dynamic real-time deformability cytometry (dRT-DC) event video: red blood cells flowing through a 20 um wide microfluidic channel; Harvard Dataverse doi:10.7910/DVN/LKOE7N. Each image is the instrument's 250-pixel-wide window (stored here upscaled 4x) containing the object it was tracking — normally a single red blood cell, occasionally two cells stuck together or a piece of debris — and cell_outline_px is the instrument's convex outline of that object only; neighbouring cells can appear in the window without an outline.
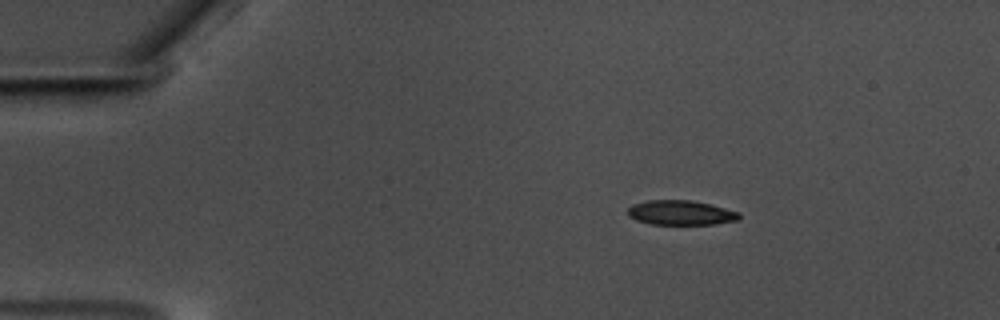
{"species": "common noctule bat (a hibernating species)", "species_latin": "Nyctalus noctula", "temperature_condition": "warm", "stored_images_in_passage": 22, "camera_frame_rate_fps": 3000, "um_per_image_px": 0.085, "animal": {"sex": "male", "body_mass_g": 17.5, "forearm_length_mm": 52.3}, "frame": {"image": 1, "passage_image": 1, "time_ms": 0.0, "image_size_px": [1000, 320], "cell_outline_px": [[740, 220], [712, 224], [652, 224], [636, 220], [628, 216], [628, 208], [632, 204], [648, 200], [692, 200], [712, 204], [740, 212]], "centroid_in_image_um": [57.88, 18.07], "position_along_channel_um": 27.1, "area_um2": 16.13}}
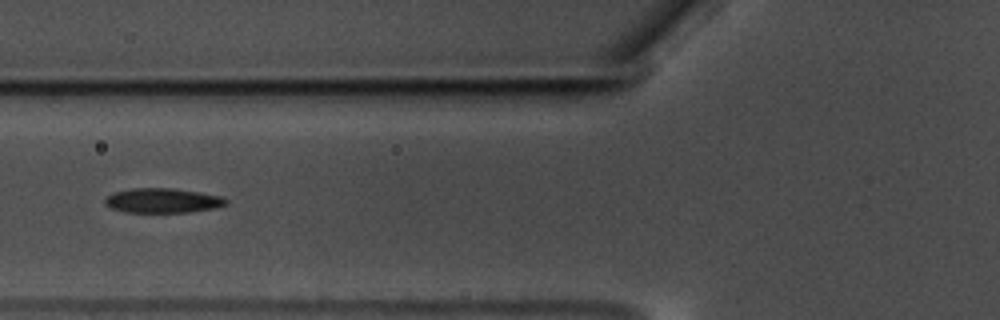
{"frame": {"image": 2, "passage_image": 14, "time_ms": 4.333, "image_size_px": [1000, 320], "cell_outline_px": [[228, 204], [216, 208], [188, 212], [124, 212], [112, 208], [104, 204], [104, 200], [112, 192], [136, 188], [172, 188], [200, 192], [224, 196], [228, 200]], "centroid_in_image_um": [13.86, 17.04], "position_along_channel_um": 111.9, "area_um2": 17.51}}
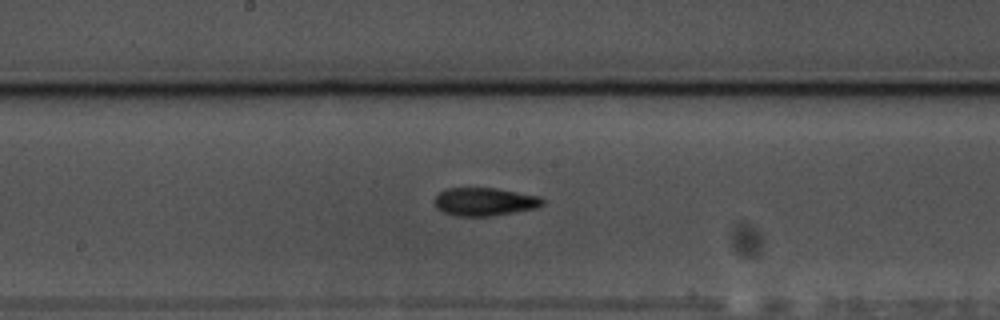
{"frame": {"image": 3, "passage_image": 22, "time_ms": 7.0, "image_size_px": [1000, 320], "cell_outline_px": [[544, 204], [540, 208], [492, 216], [456, 216], [444, 212], [436, 208], [436, 196], [444, 188], [496, 188], [540, 196], [544, 200]], "centroid_in_image_um": [41.24, 17.15], "position_along_channel_um": 207.0, "area_um2": 17.86}}